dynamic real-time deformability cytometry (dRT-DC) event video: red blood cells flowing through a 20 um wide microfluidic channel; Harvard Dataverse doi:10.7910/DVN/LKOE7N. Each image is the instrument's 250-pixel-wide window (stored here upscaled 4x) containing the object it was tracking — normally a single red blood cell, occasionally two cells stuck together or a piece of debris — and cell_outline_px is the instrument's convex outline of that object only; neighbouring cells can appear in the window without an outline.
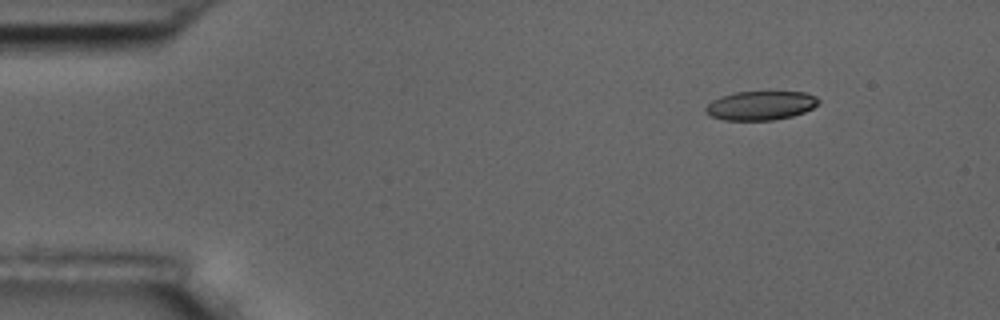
{"species": "common noctule bat (a hibernating species)", "species_latin": "Nyctalus noctula", "temperature_condition": "room temperature", "stored_images_in_passage": 4, "camera_frame_rate_fps": 3000, "um_per_image_px": 0.085, "animal": {"sex": "male", "body_mass_g": 17.5, "forearm_length_mm": 52.3}, "frame": {"image": 1, "passage_image": 1, "time_ms": 0.0, "image_size_px": [1000, 320], "cell_outline_px": [[820, 104], [804, 112], [792, 116], [772, 120], [724, 120], [708, 116], [704, 112], [704, 108], [712, 100], [720, 96], [736, 92], [804, 92], [816, 96], [820, 100]], "centroid_in_image_um": [64.63, 8.97], "position_along_channel_um": 20.4, "area_um2": 19.25}}